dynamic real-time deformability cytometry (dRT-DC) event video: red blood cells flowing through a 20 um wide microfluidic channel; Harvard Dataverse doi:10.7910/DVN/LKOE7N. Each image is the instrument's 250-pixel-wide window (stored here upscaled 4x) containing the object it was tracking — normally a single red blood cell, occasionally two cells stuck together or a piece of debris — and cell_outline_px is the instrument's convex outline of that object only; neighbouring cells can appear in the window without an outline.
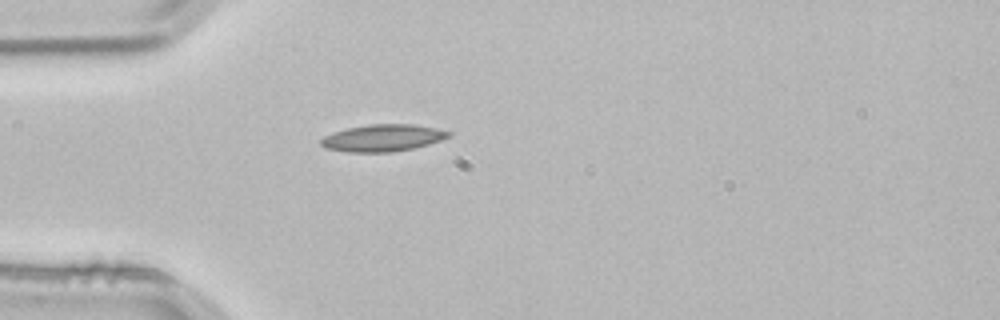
{"species": "common noctule bat (a hibernating species)", "species_latin": "Nyctalus noctula", "temperature_condition": "room temperature", "stored_images_in_passage": 1, "camera_frame_rate_fps": 3000, "um_per_image_px": 0.085, "animal": {"sex": "male", "body_mass_g": 21.5, "forearm_length_mm": 52.0}, "frame": {"image": 1, "passage_image": 1, "time_ms": 0.0, "image_size_px": [1000, 320], "cell_outline_px": [[452, 136], [428, 144], [412, 148], [392, 152], [348, 152], [324, 148], [320, 144], [320, 140], [324, 136], [332, 132], [348, 128], [368, 124], [412, 124], [436, 128], [452, 132]], "centroid_in_image_um": [32.52, 11.72], "position_along_channel_um": 52.5, "area_um2": 20.11}}